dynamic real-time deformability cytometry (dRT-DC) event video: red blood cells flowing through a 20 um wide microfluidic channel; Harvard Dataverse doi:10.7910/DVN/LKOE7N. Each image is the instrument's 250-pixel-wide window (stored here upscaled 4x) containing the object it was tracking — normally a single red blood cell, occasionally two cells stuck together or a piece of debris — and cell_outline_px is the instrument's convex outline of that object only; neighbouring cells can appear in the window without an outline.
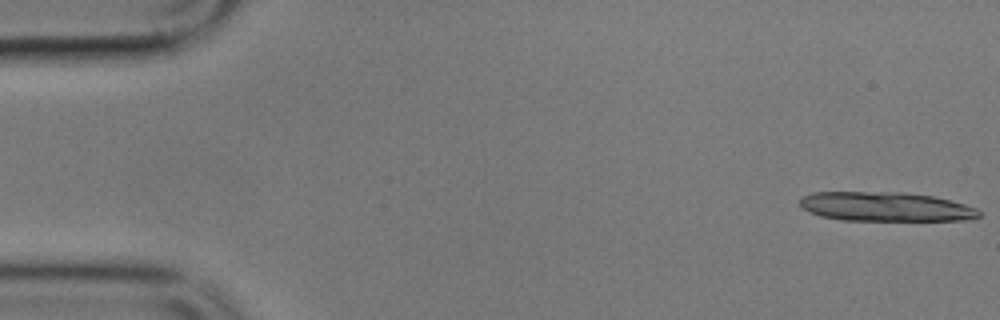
{"species": "common noctule bat (a hibernating species)", "species_latin": "Nyctalus noctula", "temperature_condition": "cold", "stored_images_in_passage": 4, "camera_frame_rate_fps": 3000, "um_per_image_px": 0.085, "animal": {"sex": "male", "body_mass_g": 17.9}, "frame": {"image": 1, "passage_image": 1, "time_ms": 0.0, "image_size_px": [1000, 320], "cell_outline_px": [[980, 216], [976, 220], [844, 220], [820, 216], [808, 212], [800, 208], [800, 196], [812, 192], [904, 192], [932, 196], [964, 204], [976, 208], [980, 212]], "centroid_in_image_um": [75.24, 17.57], "position_along_channel_um": 9.8, "area_um2": 30.75}}